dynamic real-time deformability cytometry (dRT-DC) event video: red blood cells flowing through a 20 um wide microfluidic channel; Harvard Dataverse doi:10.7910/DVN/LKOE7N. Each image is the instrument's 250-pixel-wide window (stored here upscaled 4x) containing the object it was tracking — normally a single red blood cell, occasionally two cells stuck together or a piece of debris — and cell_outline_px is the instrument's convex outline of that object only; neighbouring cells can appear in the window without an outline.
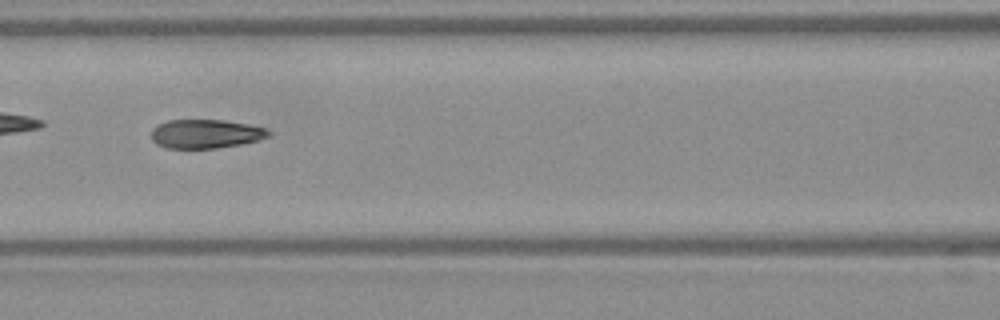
{"species": "Egyptian fruit bat (a non-hibernating species)", "species_latin": "Rousettus aegyptiacus", "temperature_condition": "warm", "stored_images_in_passage": 51, "camera_frame_rate_fps": 3000, "um_per_image_px": 0.085, "frame": {"image": 1, "passage_image": 22, "time_ms": 7.0, "image_size_px": [1000, 320], "cell_outline_px": [[272, 136], [260, 140], [240, 144], [216, 148], [164, 148], [156, 144], [152, 140], [152, 128], [156, 124], [168, 120], [224, 120], [248, 124], [268, 128], [272, 132]], "centroid_in_image_um": [17.51, 11.37], "position_along_channel_um": 149.1, "area_um2": 20.06}, "authors_computed_cell_mechanics": {"area_um2": 20.6346, "velocity_mm_per_s": 3.8884, "shape_relaxation_time_tau1_ms": 4.2318, "shape_relaxation_time_tau2_ms": 1.1668, "deformation_change_tau1": 0.1794, "deformation_change_tau2": 0.0849}}